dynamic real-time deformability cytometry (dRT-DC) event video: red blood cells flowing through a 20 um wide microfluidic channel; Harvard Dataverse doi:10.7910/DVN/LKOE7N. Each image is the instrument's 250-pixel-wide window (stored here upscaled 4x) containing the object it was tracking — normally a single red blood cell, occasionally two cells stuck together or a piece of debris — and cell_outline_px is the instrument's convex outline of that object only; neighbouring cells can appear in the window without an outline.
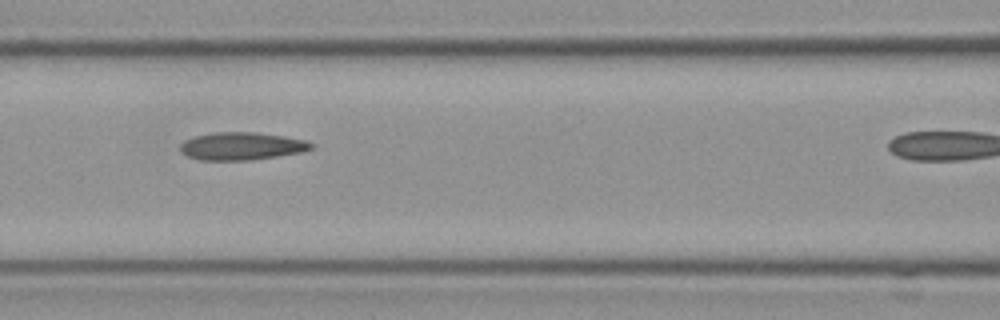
{"species": "Egyptian fruit bat (a non-hibernating species)", "species_latin": "Rousettus aegyptiacus", "temperature_condition": "cold", "stored_images_in_passage": 5, "camera_frame_rate_fps": 3000, "um_per_image_px": 0.085, "frame": {"image": 1, "passage_image": 4, "time_ms": 1.0, "image_size_px": [1000, 320], "cell_outline_px": [[316, 144], [312, 148], [300, 152], [276, 156], [248, 160], [200, 160], [188, 156], [180, 152], [180, 144], [184, 140], [196, 136], [216, 132], [256, 132], [284, 136], [304, 140]], "centroid_in_image_um": [20.52, 12.41], "position_along_channel_um": 146.1, "area_um2": 21.04}}